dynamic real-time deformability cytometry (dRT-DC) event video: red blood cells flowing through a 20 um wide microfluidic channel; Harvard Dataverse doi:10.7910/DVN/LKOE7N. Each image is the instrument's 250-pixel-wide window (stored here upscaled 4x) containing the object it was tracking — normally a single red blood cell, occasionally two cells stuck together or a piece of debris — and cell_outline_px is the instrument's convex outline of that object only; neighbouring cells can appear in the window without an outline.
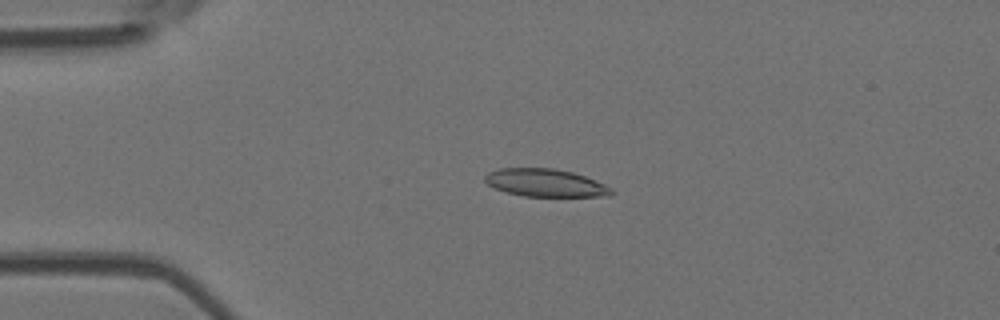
{"species": "Egyptian fruit bat (a non-hibernating species)", "species_latin": "Rousettus aegyptiacus", "temperature_condition": "room temperature", "stored_images_in_passage": 3, "camera_frame_rate_fps": 3000, "um_per_image_px": 0.085, "animal": {"sex": "female"}, "frame": {"image": 1, "passage_image": 2, "time_ms": 1.333, "image_size_px": [1000, 320], "cell_outline_px": [[616, 192], [612, 196], [524, 196], [504, 192], [488, 184], [484, 180], [484, 176], [488, 172], [500, 168], [552, 168], [572, 172], [584, 176], [604, 184], [612, 188]], "centroid_in_image_um": [46.36, 15.54], "position_along_channel_um": 38.6, "area_um2": 20.46}}